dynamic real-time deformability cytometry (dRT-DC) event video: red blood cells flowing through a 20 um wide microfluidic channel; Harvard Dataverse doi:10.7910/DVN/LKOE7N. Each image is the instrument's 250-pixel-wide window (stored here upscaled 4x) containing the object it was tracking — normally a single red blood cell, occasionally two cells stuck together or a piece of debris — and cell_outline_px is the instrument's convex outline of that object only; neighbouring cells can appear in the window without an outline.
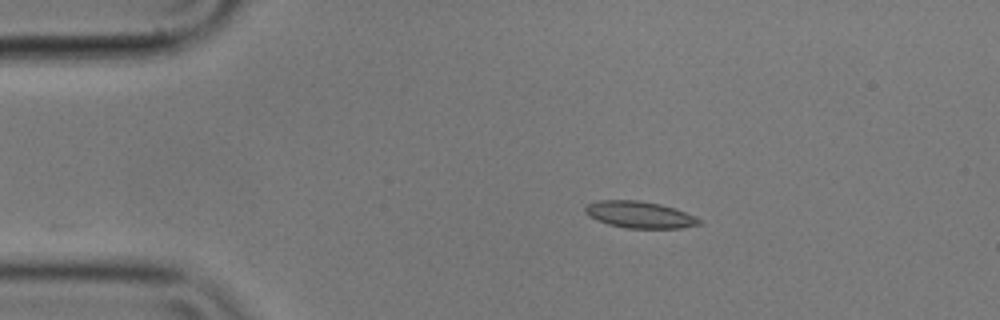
{"species": "common noctule bat (a hibernating species)", "species_latin": "Nyctalus noctula", "temperature_condition": "cold", "stored_images_in_passage": 33, "camera_frame_rate_fps": 3000, "um_per_image_px": 0.085, "animal": {"sex": "male", "body_mass_g": 17.9}, "frame": {"image": 1, "passage_image": 1, "time_ms": 0.0, "image_size_px": [1000, 320], "cell_outline_px": [[704, 220], [700, 224], [680, 228], [624, 228], [608, 224], [596, 220], [588, 216], [584, 212], [584, 208], [588, 204], [596, 200], [640, 200], [660, 204], [684, 212]], "centroid_in_image_um": [54.32, 18.25], "position_along_channel_um": 30.7, "area_um2": 17.8}}
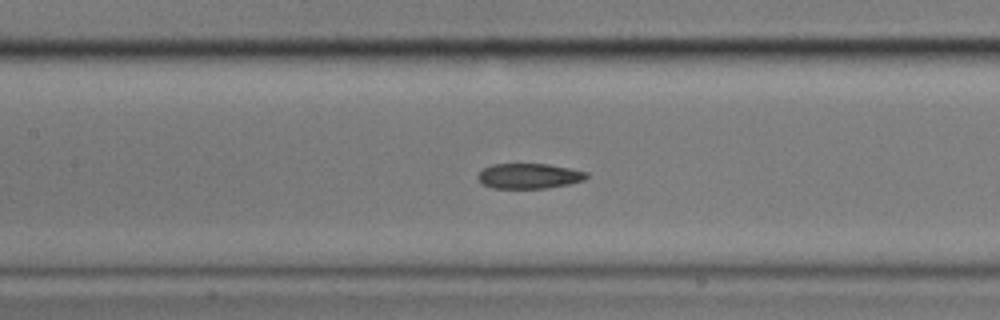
{"frame": {"image": 2, "passage_image": 16, "time_ms": 5.0, "image_size_px": [1000, 320], "cell_outline_px": [[588, 176], [584, 180], [568, 184], [548, 188], [492, 188], [484, 184], [476, 176], [484, 168], [492, 164], [548, 164], [588, 172]], "centroid_in_image_um": [44.98, 14.96], "position_along_channel_um": 162.4, "area_um2": 15.84}}
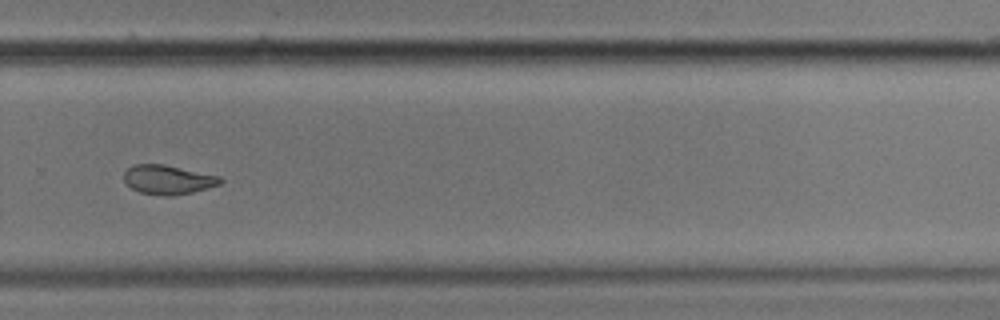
{"frame": {"image": 3, "passage_image": 29, "time_ms": 9.333, "image_size_px": [1000, 320], "cell_outline_px": [[224, 180], [220, 184], [208, 188], [192, 192], [172, 196], [160, 196], [140, 192], [132, 188], [124, 180], [124, 172], [128, 168], [136, 164], [164, 164], [220, 176]], "centroid_in_image_um": [14.3, 15.27], "position_along_channel_um": 315.5, "area_um2": 16.42}, "authors_computed_cell_mechanics": {"area_um2": 16.5308, "velocity_mm_per_s": 3.5397, "shape_relaxation_time_tau1_ms": 3.0922, "shape_relaxation_time_tau2_ms": 2.6621, "deformation_change_tau1": 0.0875, "deformation_change_tau2": 0.0636}}